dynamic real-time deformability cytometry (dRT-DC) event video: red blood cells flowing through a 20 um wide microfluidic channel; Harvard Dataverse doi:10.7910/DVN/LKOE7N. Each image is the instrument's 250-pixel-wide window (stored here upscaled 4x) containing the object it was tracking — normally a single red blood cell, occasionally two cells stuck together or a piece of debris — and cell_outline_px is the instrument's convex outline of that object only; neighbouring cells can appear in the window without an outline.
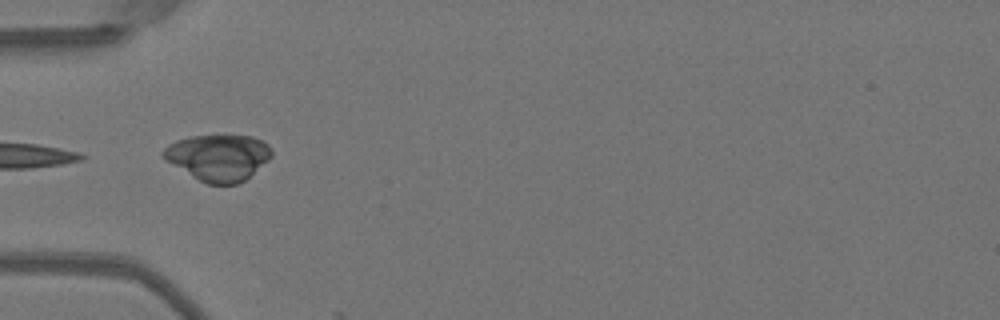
{"species": "Egyptian fruit bat (a non-hibernating species)", "species_latin": "Rousettus aegyptiacus", "temperature_condition": "warm", "stored_images_in_passage": 18, "camera_frame_rate_fps": 3000, "um_per_image_px": 0.085, "animal": {"sex": "female"}, "frame": {"image": 1, "passage_image": 1, "time_ms": 0.0, "image_size_px": [1000, 320], "cell_outline_px": [[272, 156], [268, 160], [244, 180], [236, 184], [208, 184], [192, 176], [164, 160], [160, 156], [160, 152], [168, 144], [176, 140], [192, 136], [252, 136], [268, 144], [272, 148]], "centroid_in_image_um": [18.52, 13.38], "position_along_channel_um": 66.5, "area_um2": 29.07}}